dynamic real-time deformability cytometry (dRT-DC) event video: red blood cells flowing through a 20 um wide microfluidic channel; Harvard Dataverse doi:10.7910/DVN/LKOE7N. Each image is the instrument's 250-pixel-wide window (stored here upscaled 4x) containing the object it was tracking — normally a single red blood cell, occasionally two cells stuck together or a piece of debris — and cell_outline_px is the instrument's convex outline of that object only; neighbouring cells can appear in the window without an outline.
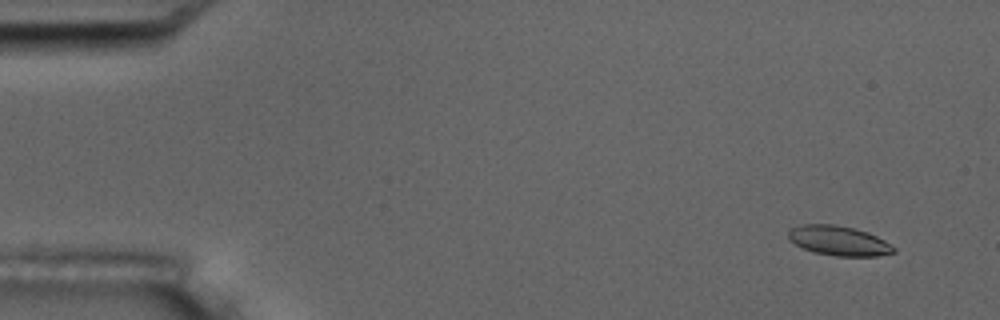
{"species": "common noctule bat (a hibernating species)", "species_latin": "Nyctalus noctula", "temperature_condition": "room temperature", "stored_images_in_passage": 6, "camera_frame_rate_fps": 3000, "um_per_image_px": 0.085, "animal": {"sex": "male", "body_mass_g": 17.5, "forearm_length_mm": 52.3}, "frame": {"image": 1, "passage_image": 1, "time_ms": 0.0, "image_size_px": [1000, 320], "cell_outline_px": [[896, 252], [876, 256], [836, 256], [816, 252], [804, 248], [788, 240], [788, 232], [792, 228], [804, 224], [836, 224], [868, 232], [884, 240], [896, 248]], "centroid_in_image_um": [71.31, 20.46], "position_along_channel_um": 13.7, "area_um2": 18.09}}
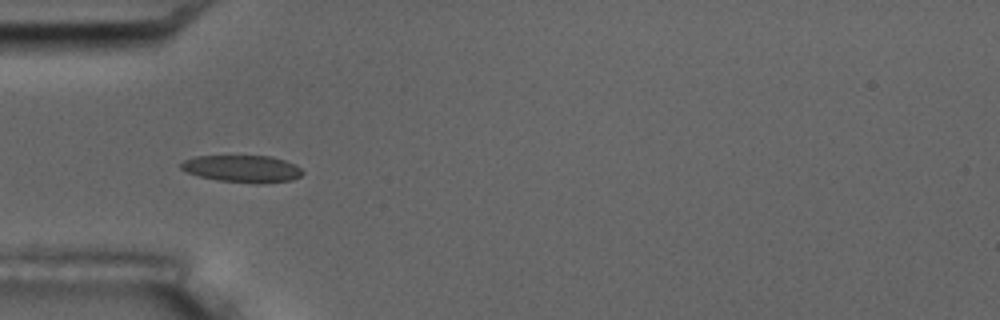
{"frame": {"image": 2, "passage_image": 5, "time_ms": 4.667, "image_size_px": [1000, 320], "cell_outline_px": [[304, 172], [300, 176], [292, 180], [256, 184], [220, 180], [200, 176], [188, 172], [180, 168], [180, 164], [184, 160], [196, 156], [272, 156], [284, 160], [300, 168]], "centroid_in_image_um": [20.61, 14.34], "position_along_channel_um": 64.4, "area_um2": 19.02}}